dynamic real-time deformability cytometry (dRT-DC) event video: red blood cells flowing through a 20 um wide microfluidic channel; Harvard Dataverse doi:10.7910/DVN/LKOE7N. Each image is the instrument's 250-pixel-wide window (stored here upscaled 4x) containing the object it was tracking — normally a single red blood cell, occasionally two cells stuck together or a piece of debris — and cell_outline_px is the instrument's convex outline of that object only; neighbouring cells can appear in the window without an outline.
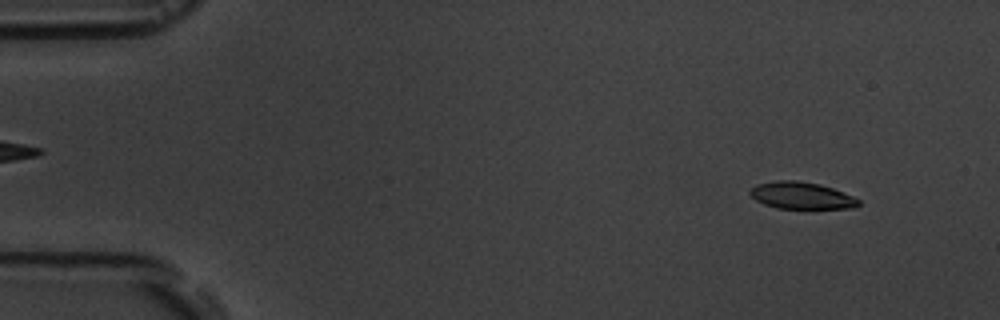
{"species": "common noctule bat (a hibernating species)", "species_latin": "Nyctalus noctula", "temperature_condition": "room temperature", "stored_images_in_passage": 3, "camera_frame_rate_fps": 3000, "um_per_image_px": 0.085, "animal": {"sex": "male", "body_mass_g": 19.5, "forearm_length_mm": 54.6}, "frame": {"image": 1, "passage_image": 1, "time_ms": 0.0, "image_size_px": [1000, 320], "cell_outline_px": [[860, 204], [856, 208], [776, 208], [764, 204], [756, 200], [748, 192], [756, 184], [776, 180], [796, 180], [820, 184], [832, 188], [852, 196], [860, 200]], "centroid_in_image_um": [68.11, 16.61], "position_along_channel_um": 16.9, "area_um2": 16.99}}